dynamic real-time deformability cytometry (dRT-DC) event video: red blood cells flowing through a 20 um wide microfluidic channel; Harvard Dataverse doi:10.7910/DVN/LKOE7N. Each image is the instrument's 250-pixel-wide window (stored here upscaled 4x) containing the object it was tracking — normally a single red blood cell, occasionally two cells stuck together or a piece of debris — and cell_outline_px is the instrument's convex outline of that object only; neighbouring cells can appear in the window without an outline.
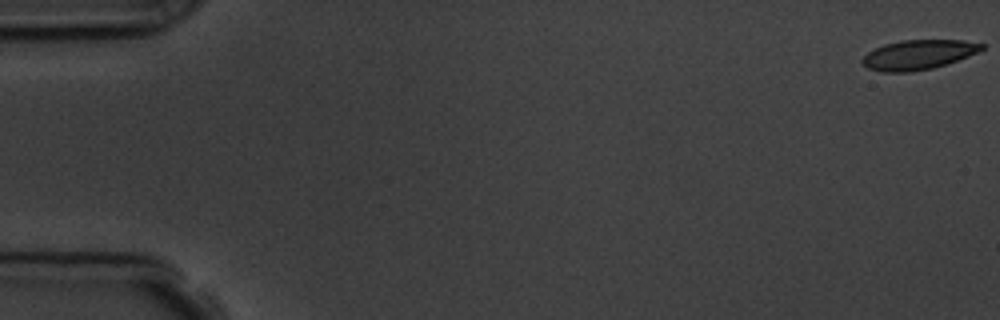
{"species": "common noctule bat (a hibernating species)", "species_latin": "Nyctalus noctula", "temperature_condition": "room temperature", "stored_images_in_passage": 5, "camera_frame_rate_fps": 3000, "um_per_image_px": 0.085, "animal": {"sex": "male", "body_mass_g": 19.5, "forearm_length_mm": 54.6}, "frame": {"image": 1, "passage_image": 1, "time_ms": 0.0, "image_size_px": [1000, 320], "cell_outline_px": [[984, 48], [968, 56], [932, 68], [908, 72], [880, 72], [868, 68], [860, 60], [868, 52], [884, 44], [900, 40], [964, 40], [984, 44]], "centroid_in_image_um": [78.02, 4.64], "position_along_channel_um": 7.0, "area_um2": 20.4}}
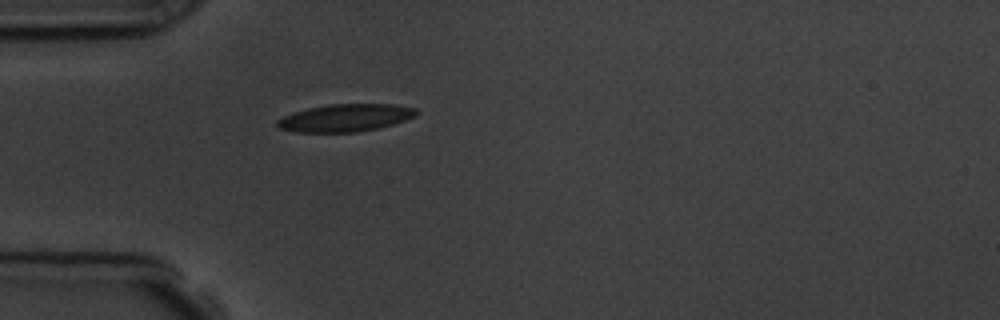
{"frame": {"image": 2, "passage_image": 5, "time_ms": 5.333, "image_size_px": [1000, 320], "cell_outline_px": [[420, 112], [416, 116], [380, 128], [356, 132], [296, 132], [280, 128], [276, 124], [276, 120], [292, 112], [308, 108], [328, 104], [396, 104], [416, 108]], "centroid_in_image_um": [29.38, 10.01], "position_along_channel_um": 55.6, "area_um2": 22.43}}